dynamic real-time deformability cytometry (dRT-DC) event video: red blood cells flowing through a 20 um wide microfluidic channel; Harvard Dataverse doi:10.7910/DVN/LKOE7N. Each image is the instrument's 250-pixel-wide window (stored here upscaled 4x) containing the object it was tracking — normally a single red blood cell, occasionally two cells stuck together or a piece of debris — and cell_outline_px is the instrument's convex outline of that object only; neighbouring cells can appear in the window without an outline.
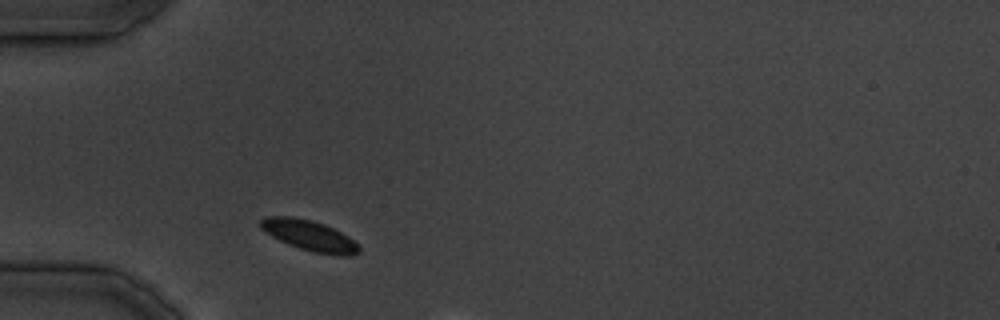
{"species": "common noctule bat (a hibernating species)", "species_latin": "Nyctalus noctula", "temperature_condition": "cold", "stored_images_in_passage": 4, "camera_frame_rate_fps": 3000, "um_per_image_px": 0.085, "animal": {"sex": "male", "body_mass_g": 19.5, "forearm_length_mm": 54.6}, "frame": {"image": 1, "passage_image": 1, "time_ms": 0.0, "image_size_px": [1000, 320], "cell_outline_px": [[360, 252], [352, 256], [344, 256], [312, 252], [288, 244], [272, 236], [260, 228], [260, 220], [268, 216], [292, 216], [312, 220], [324, 224], [348, 236], [360, 248]], "centroid_in_image_um": [26.3, 20.02], "position_along_channel_um": 58.7, "area_um2": 17.4}}